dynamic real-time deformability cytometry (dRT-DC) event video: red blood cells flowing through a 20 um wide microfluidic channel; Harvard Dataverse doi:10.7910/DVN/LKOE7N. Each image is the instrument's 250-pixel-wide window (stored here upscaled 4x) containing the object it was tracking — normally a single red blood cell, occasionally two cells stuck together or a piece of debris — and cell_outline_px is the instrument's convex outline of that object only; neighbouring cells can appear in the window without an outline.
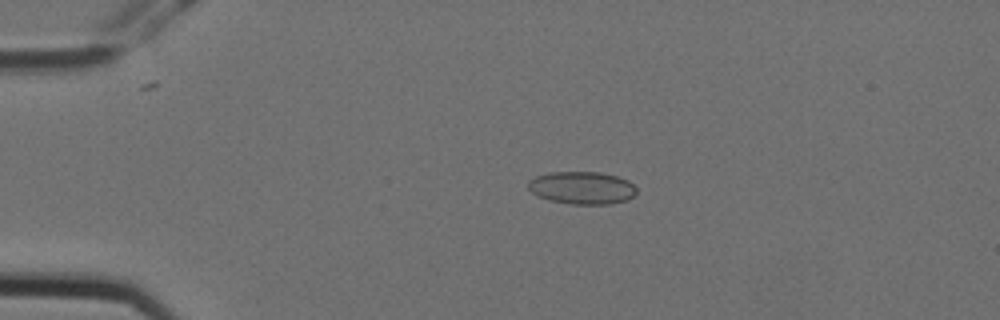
{"species": "Egyptian fruit bat (a non-hibernating species)", "species_latin": "Rousettus aegyptiacus", "temperature_condition": "cold", "stored_images_in_passage": 3, "camera_frame_rate_fps": 3000, "um_per_image_px": 0.085, "animal": {"sex": "female"}, "frame": {"image": 1, "passage_image": 3, "time_ms": 0.667, "image_size_px": [1000, 320], "cell_outline_px": [[636, 192], [628, 200], [612, 204], [572, 204], [548, 200], [532, 192], [528, 188], [528, 180], [536, 176], [552, 172], [600, 172], [616, 176], [628, 180], [636, 188]], "centroid_in_image_um": [49.48, 15.97], "position_along_channel_um": 35.5, "area_um2": 20.58}}